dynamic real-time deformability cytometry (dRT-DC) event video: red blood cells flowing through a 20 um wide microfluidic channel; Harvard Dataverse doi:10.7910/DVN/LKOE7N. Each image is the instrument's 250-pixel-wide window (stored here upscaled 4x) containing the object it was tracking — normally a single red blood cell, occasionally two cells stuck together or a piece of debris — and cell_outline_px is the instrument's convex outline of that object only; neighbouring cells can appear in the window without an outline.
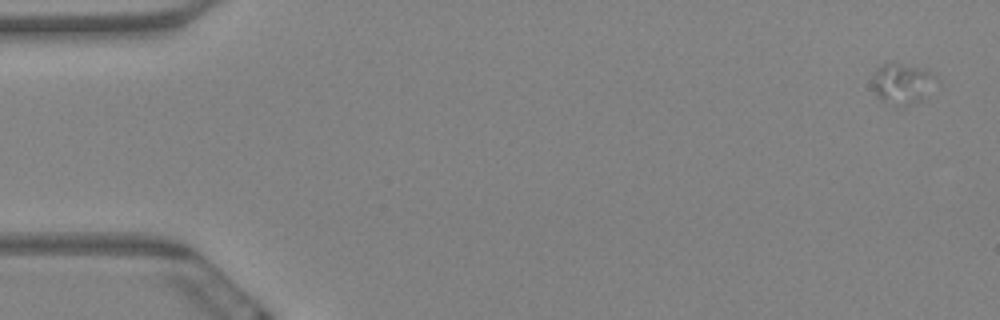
{"species": "Egyptian fruit bat (a non-hibernating species)", "species_latin": "Rousettus aegyptiacus", "temperature_condition": "warm", "stored_images_in_passage": 6, "camera_frame_rate_fps": 3000, "um_per_image_px": 0.085, "animal": {"sex": "female"}, "frame": {"image": 1, "passage_image": 1, "time_ms": 0.0, "image_size_px": [1000, 320], "cell_outline_px": [[932, 76], [928, 100], [900, 108], [896, 108], [876, 96], [872, 88], [872, 76], [876, 68], [880, 64], [892, 60], [924, 68], [932, 72]], "centroid_in_image_um": [76.62, 7.11], "position_along_channel_um": 8.4, "area_um2": 15.9}}
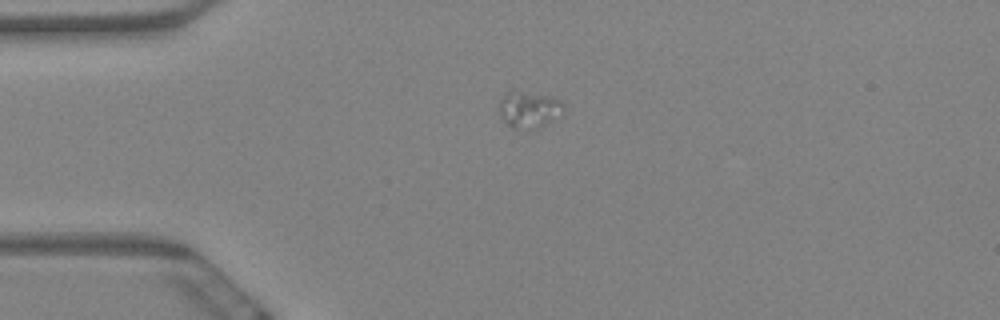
{"frame": {"image": 2, "passage_image": 5, "time_ms": 1.333, "image_size_px": [1000, 320], "cell_outline_px": [[564, 112], [536, 128], [508, 124], [504, 120], [500, 112], [500, 100], [512, 88], [552, 96], [560, 100], [564, 104]], "centroid_in_image_um": [45.0, 9.2], "position_along_channel_um": 40.0, "area_um2": 13.29}}